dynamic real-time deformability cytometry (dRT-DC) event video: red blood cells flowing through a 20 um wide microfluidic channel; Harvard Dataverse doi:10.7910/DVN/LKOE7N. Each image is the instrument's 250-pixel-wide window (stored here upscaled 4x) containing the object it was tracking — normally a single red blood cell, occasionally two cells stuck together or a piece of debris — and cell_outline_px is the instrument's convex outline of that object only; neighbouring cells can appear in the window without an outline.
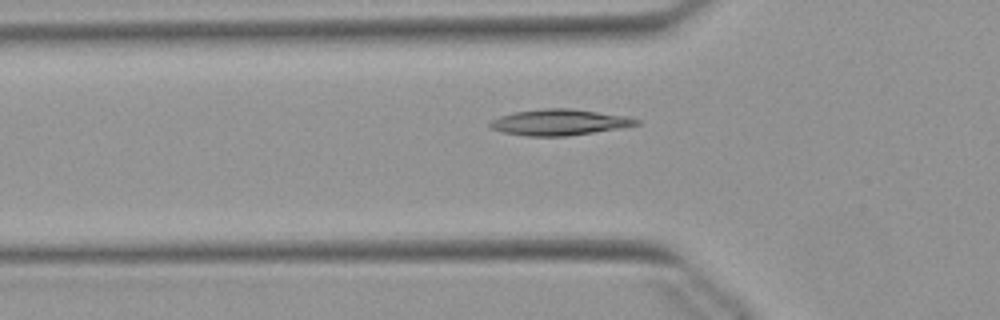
{"species": "Egyptian fruit bat (a non-hibernating species)", "species_latin": "Rousettus aegyptiacus", "temperature_condition": "warm", "stored_images_in_passage": 49, "camera_frame_rate_fps": 3000, "um_per_image_px": 0.085, "animal": {"sex": "female"}, "frame": {"image": 1, "passage_image": 17, "time_ms": 5.333, "image_size_px": [1000, 320], "cell_outline_px": [[640, 124], [620, 128], [568, 136], [524, 136], [504, 132], [492, 128], [488, 124], [492, 120], [500, 116], [512, 112], [544, 108], [572, 108], [628, 116], [640, 120]], "centroid_in_image_um": [47.56, 10.38], "position_along_channel_um": 78.2, "area_um2": 22.25}}
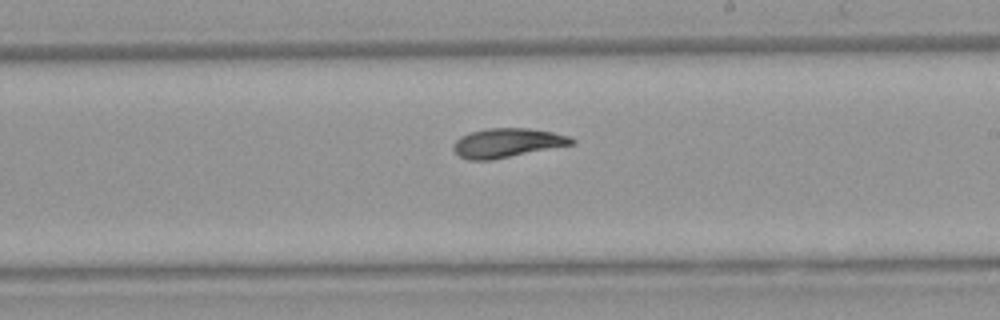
{"frame": {"image": 2, "passage_image": 30, "time_ms": 9.667, "image_size_px": [1000, 320], "cell_outline_px": [[576, 144], [492, 160], [468, 160], [460, 156], [452, 148], [452, 144], [460, 136], [484, 128], [528, 128], [552, 132], [572, 136], [576, 140]], "centroid_in_image_um": [43.15, 12.14], "position_along_channel_um": 245.9, "area_um2": 20.35}}
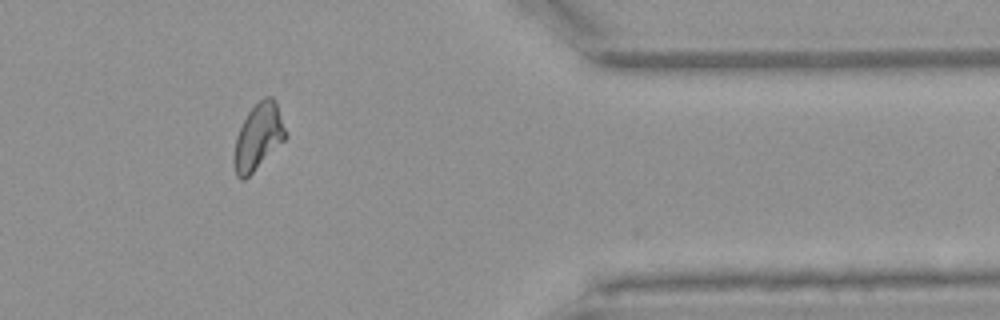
{"frame": {"image": 3, "passage_image": 43, "time_ms": 14.0, "image_size_px": [1000, 320], "cell_outline_px": [[288, 136], [244, 180], [240, 180], [236, 176], [232, 164], [232, 156], [236, 136], [248, 112], [264, 96], [272, 96], [276, 100]], "centroid_in_image_um": [21.93, 11.63], "position_along_channel_um": 389.5, "area_um2": 19.88}}